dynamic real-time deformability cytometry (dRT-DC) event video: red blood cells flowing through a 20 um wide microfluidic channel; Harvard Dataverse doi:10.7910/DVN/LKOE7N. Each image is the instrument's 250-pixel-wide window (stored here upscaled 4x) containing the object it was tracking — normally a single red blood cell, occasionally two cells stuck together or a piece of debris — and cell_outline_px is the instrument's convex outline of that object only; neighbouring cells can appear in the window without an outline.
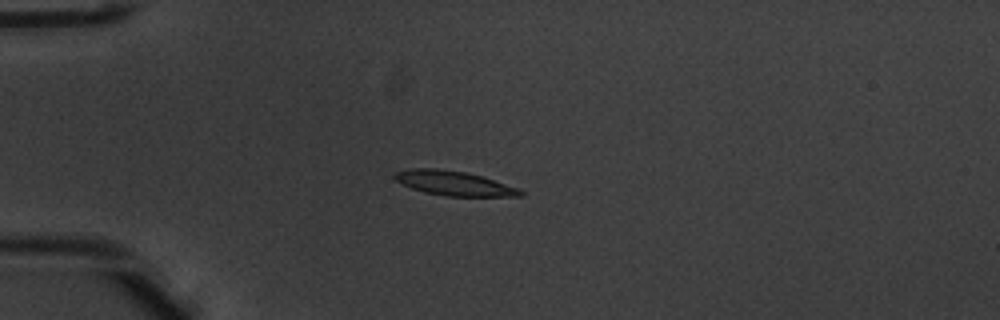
{"species": "common noctule bat (a hibernating species)", "species_latin": "Nyctalus noctula", "temperature_condition": "warm", "stored_images_in_passage": 8, "camera_frame_rate_fps": 3000, "um_per_image_px": 0.085, "animal": {"sex": "male", "body_mass_g": 20.1, "forearm_length_mm": 53.5}, "frame": {"image": 1, "passage_image": 4, "time_ms": 1.0, "image_size_px": [1000, 320], "cell_outline_px": [[524, 196], [448, 196], [424, 192], [412, 188], [396, 180], [392, 176], [396, 172], [408, 168], [436, 168], [464, 172], [480, 176], [516, 188], [524, 192]], "centroid_in_image_um": [38.53, 15.57], "position_along_channel_um": 46.5, "area_um2": 17.57}}